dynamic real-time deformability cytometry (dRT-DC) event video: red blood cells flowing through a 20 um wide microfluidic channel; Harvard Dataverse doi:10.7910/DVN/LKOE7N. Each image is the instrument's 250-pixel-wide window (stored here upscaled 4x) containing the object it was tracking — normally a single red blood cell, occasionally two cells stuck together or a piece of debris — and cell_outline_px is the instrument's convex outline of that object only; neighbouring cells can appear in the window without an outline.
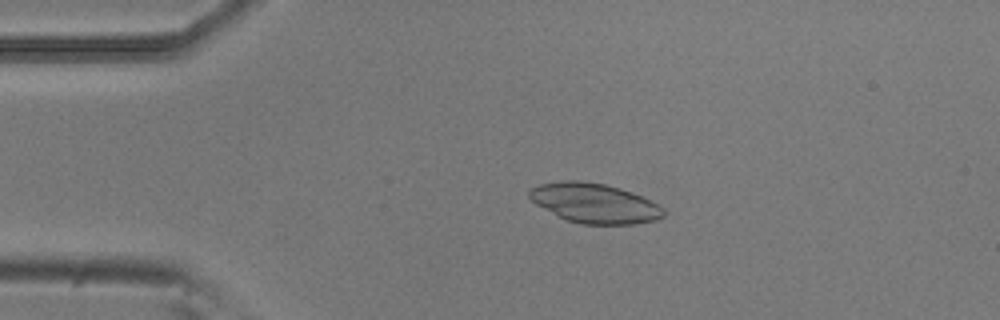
{"species": "common noctule bat (a hibernating species)", "species_latin": "Nyctalus noctula", "temperature_condition": "room temperature", "stored_images_in_passage": 4, "camera_frame_rate_fps": 3000, "um_per_image_px": 0.085, "animal": {"sex": "male", "body_mass_g": 20.5, "forearm_length_mm": 52.5}, "frame": {"image": 1, "passage_image": 3, "time_ms": 0.667, "image_size_px": [1000, 320], "cell_outline_px": [[664, 216], [656, 220], [636, 224], [580, 224], [568, 220], [536, 204], [528, 196], [528, 192], [532, 188], [540, 184], [564, 180], [580, 180], [604, 184], [620, 188], [660, 204], [664, 208]], "centroid_in_image_um": [50.56, 17.27], "position_along_channel_um": 34.4, "area_um2": 30.87}}